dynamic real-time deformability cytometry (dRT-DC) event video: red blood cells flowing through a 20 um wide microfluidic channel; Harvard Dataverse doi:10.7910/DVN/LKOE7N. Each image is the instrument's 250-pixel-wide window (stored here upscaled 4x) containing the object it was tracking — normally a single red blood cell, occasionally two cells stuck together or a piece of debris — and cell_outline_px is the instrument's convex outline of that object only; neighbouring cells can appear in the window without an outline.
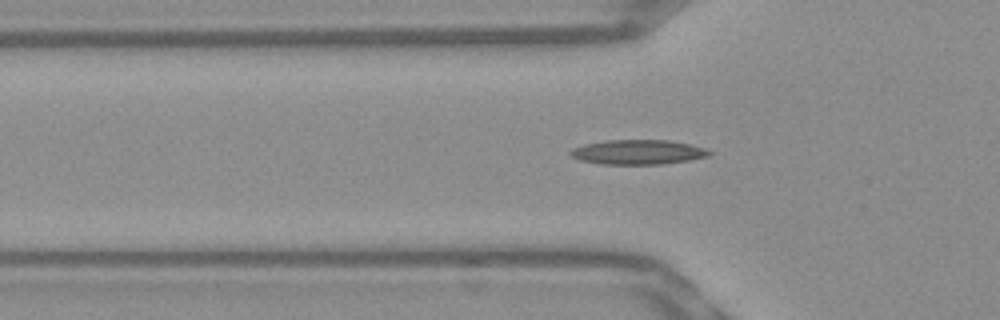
{"species": "Egyptian fruit bat (a non-hibernating species)", "species_latin": "Rousettus aegyptiacus", "temperature_condition": "warm", "stored_images_in_passage": 53, "camera_frame_rate_fps": 3000, "um_per_image_px": 0.085, "frame": {"image": 1, "passage_image": 17, "time_ms": 5.333, "image_size_px": [1000, 320], "cell_outline_px": [[712, 152], [708, 156], [688, 160], [664, 164], [600, 164], [580, 160], [572, 156], [568, 152], [572, 148], [584, 144], [608, 140], [668, 140], [708, 148]], "centroid_in_image_um": [54.22, 12.93], "position_along_channel_um": 71.6, "area_um2": 19.94}}
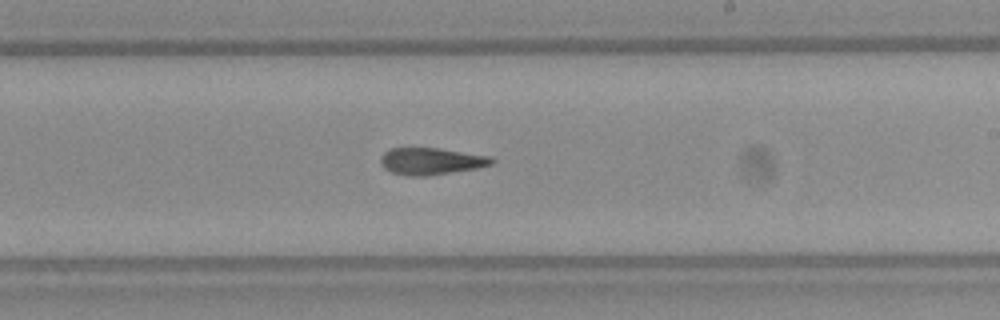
{"frame": {"image": 2, "passage_image": 31, "time_ms": 10.0, "image_size_px": [1000, 320], "cell_outline_px": [[496, 160], [492, 164], [476, 168], [424, 176], [408, 176], [392, 172], [384, 168], [380, 164], [380, 156], [388, 148], [440, 148], [492, 156]], "centroid_in_image_um": [36.63, 13.69], "position_along_channel_um": 252.4, "area_um2": 17.51}}
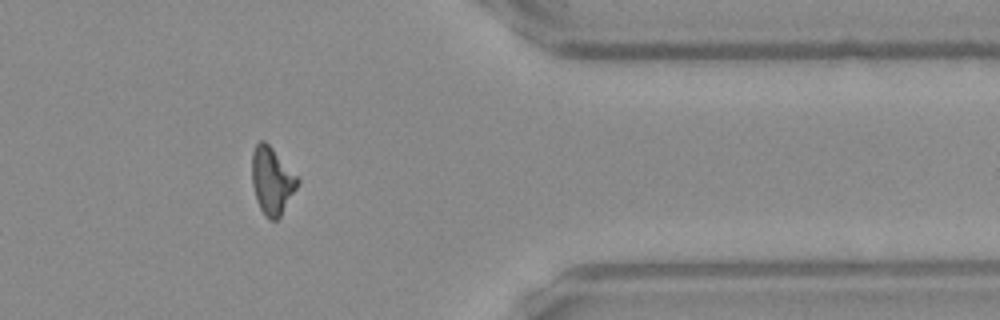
{"frame": {"image": 3, "passage_image": 43, "time_ms": 14.0, "image_size_px": [1000, 320], "cell_outline_px": [[300, 184], [280, 216], [276, 220], [268, 220], [264, 216], [256, 200], [252, 184], [252, 152], [256, 144], [260, 140], [264, 140], [272, 148], [300, 180]], "centroid_in_image_um": [23.11, 15.38], "position_along_channel_um": 388.3, "area_um2": 17.86}, "authors_computed_cell_mechanics": {"area_um2": 17.5712, "velocity_mm_per_s": 3.8492, "shape_relaxation_time_tau1_ms": null, "shape_relaxation_time_tau2_ms": 6.6013, "deformation_change_tau1": null, "deformation_change_tau2": 0.1683}}